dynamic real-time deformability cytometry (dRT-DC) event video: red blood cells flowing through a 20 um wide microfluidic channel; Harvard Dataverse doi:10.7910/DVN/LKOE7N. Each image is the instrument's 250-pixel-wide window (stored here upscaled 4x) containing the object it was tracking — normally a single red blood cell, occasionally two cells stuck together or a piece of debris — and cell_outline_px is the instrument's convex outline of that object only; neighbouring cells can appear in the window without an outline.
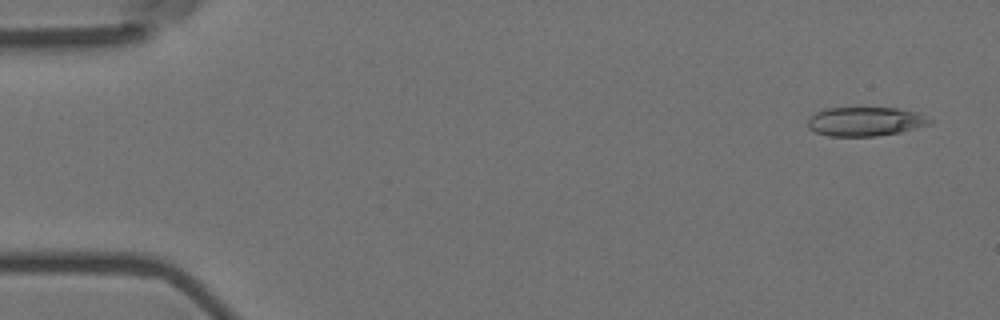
{"species": "Egyptian fruit bat (a non-hibernating species)", "species_latin": "Rousettus aegyptiacus", "temperature_condition": "room temperature", "stored_images_in_passage": 5, "camera_frame_rate_fps": 3000, "um_per_image_px": 0.085, "animal": {"sex": "female"}, "frame": {"image": 1, "passage_image": 1, "time_ms": 0.0, "image_size_px": [1000, 320], "cell_outline_px": [[936, 120], [928, 124], [900, 132], [876, 136], [828, 136], [816, 132], [808, 128], [808, 116], [824, 108], [900, 108], [916, 112]], "centroid_in_image_um": [73.53, 10.32], "position_along_channel_um": 11.5, "area_um2": 20.75}}
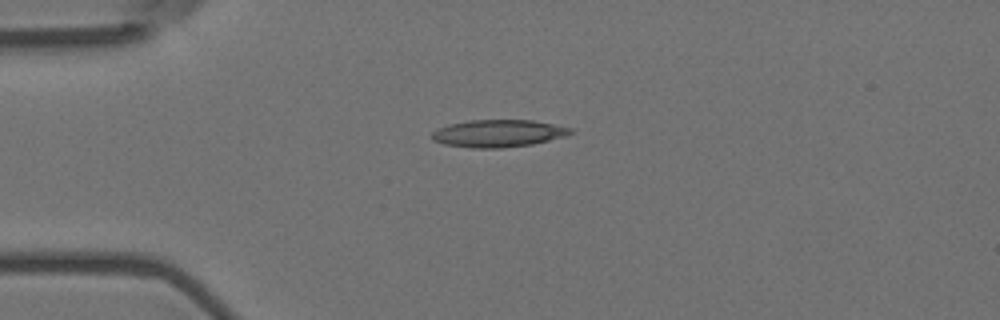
{"frame": {"image": 2, "passage_image": 4, "time_ms": 1.0, "image_size_px": [1000, 320], "cell_outline_px": [[572, 132], [568, 136], [532, 144], [500, 148], [472, 148], [444, 144], [432, 140], [432, 132], [436, 128], [448, 124], [468, 120], [532, 120], [572, 128]], "centroid_in_image_um": [42.33, 11.33], "position_along_channel_um": 42.7, "area_um2": 22.2}}